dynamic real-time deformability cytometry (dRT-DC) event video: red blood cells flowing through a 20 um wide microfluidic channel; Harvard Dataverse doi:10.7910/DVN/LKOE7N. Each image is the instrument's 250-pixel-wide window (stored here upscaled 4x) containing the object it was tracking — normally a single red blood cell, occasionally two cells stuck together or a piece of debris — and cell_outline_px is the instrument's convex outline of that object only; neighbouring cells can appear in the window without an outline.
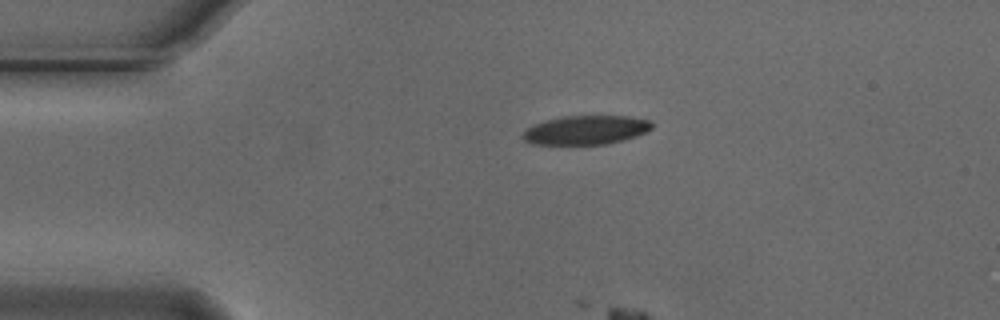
{"species": "Egyptian fruit bat (a non-hibernating species)", "species_latin": "Rousettus aegyptiacus", "temperature_condition": "cold", "stored_images_in_passage": 4, "camera_frame_rate_fps": 3000, "um_per_image_px": 0.085, "animal": {"sex": "male"}, "frame": {"image": 1, "passage_image": 1, "time_ms": 0.0, "image_size_px": [1000, 320], "cell_outline_px": [[652, 128], [636, 136], [604, 144], [536, 144], [524, 140], [524, 132], [532, 124], [544, 120], [560, 116], [628, 116], [652, 120]], "centroid_in_image_um": [49.8, 11.03], "position_along_channel_um": 35.2, "area_um2": 21.62}}